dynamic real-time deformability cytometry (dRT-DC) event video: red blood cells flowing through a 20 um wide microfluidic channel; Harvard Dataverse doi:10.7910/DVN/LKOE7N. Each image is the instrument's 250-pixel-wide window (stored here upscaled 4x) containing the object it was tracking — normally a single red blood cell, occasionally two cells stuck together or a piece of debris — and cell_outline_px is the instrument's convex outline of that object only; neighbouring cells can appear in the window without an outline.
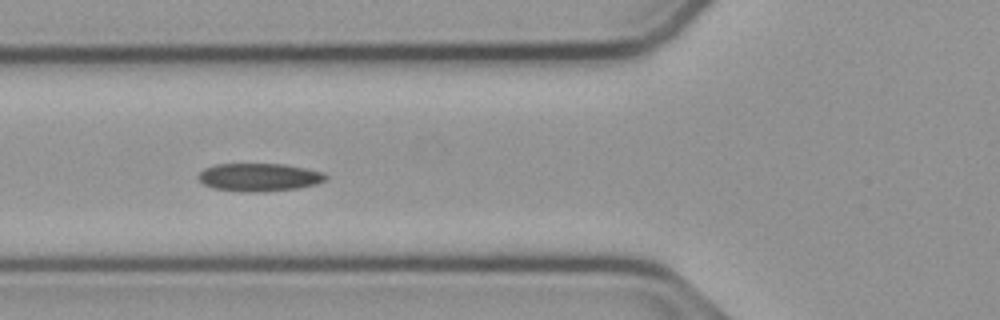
{"species": "common noctule bat (a hibernating species)", "species_latin": "Nyctalus noctula", "temperature_condition": "cold", "stored_images_in_passage": 42, "camera_frame_rate_fps": 3000, "um_per_image_px": 0.085, "animal": {"sex": "male", "body_mass_g": 23.1, "forearm_length_mm": 52.7}, "frame": {"image": 1, "passage_image": 7, "time_ms": 2.0, "image_size_px": [1000, 320], "cell_outline_px": [[328, 176], [324, 180], [316, 184], [296, 188], [264, 192], [244, 192], [212, 188], [204, 184], [196, 176], [204, 168], [216, 164], [284, 164], [324, 172]], "centroid_in_image_um": [22.0, 15.06], "position_along_channel_um": 103.8, "area_um2": 20.81}}
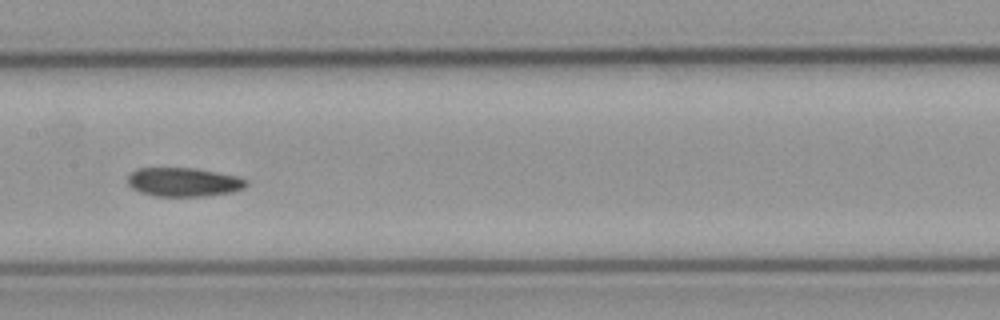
{"frame": {"image": 2, "passage_image": 14, "time_ms": 4.333, "image_size_px": [1000, 320], "cell_outline_px": [[248, 184], [244, 188], [232, 192], [204, 196], [156, 196], [140, 192], [132, 188], [128, 184], [128, 176], [136, 168], [196, 168], [236, 176], [248, 180]], "centroid_in_image_um": [15.61, 15.47], "position_along_channel_um": 191.8, "area_um2": 19.94}}
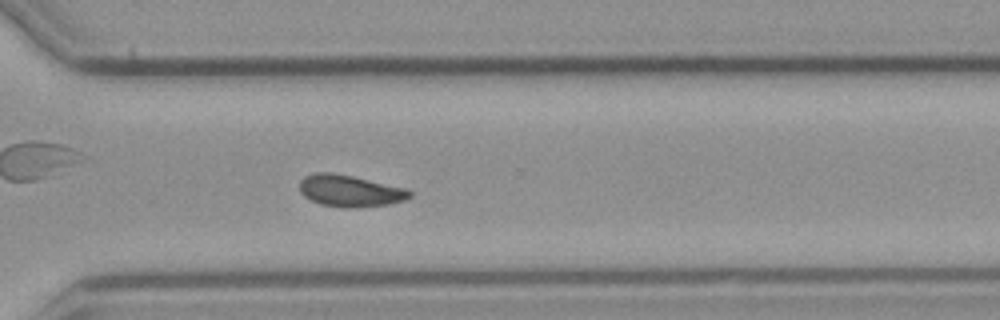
{"frame": {"image": 3, "passage_image": 26, "time_ms": 8.333, "image_size_px": [1000, 320], "cell_outline_px": [[412, 196], [404, 200], [388, 204], [352, 208], [340, 208], [320, 204], [304, 196], [300, 192], [300, 180], [304, 176], [316, 172], [332, 172], [352, 176], [404, 188], [412, 192]], "centroid_in_image_um": [29.71, 16.22], "position_along_channel_um": 340.9, "area_um2": 20.29}, "authors_computed_cell_mechanics": {"area_um2": 19.9988, "velocity_mm_per_s": 3.7431, "shape_relaxation_time_tau1_ms": 10.5717, "shape_relaxation_time_tau2_ms": null, "deformation_change_tau1": 0.1518, "deformation_change_tau2": null}}